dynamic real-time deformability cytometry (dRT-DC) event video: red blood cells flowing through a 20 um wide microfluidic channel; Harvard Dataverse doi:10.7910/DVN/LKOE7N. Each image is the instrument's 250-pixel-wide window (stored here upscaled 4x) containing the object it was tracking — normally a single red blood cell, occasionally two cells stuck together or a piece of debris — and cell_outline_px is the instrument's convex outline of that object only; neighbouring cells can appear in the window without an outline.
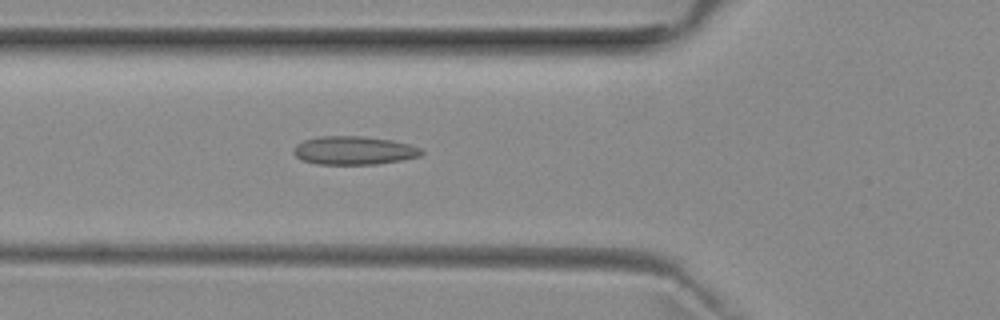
{"species": "common noctule bat (a hibernating species)", "species_latin": "Nyctalus noctula", "temperature_condition": "room temperature", "stored_images_in_passage": 50, "camera_frame_rate_fps": 3000, "um_per_image_px": 0.085, "animal": {"sex": "female", "body_mass_g": 29.2, "forearm_length_mm": 56.3}, "frame": {"image": 1, "passage_image": 17, "time_ms": 5.333, "image_size_px": [1000, 320], "cell_outline_px": [[424, 152], [420, 156], [404, 160], [376, 164], [316, 164], [300, 160], [292, 152], [296, 144], [304, 140], [320, 136], [364, 136], [392, 140], [408, 144], [420, 148]], "centroid_in_image_um": [30.07, 12.79], "position_along_channel_um": 95.7, "area_um2": 21.33}}
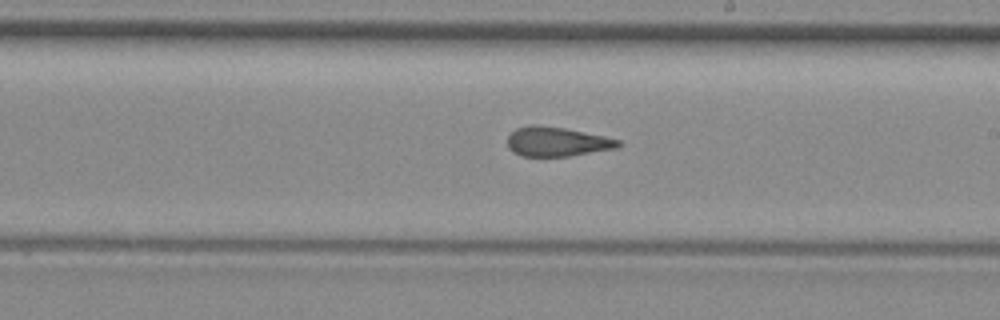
{"frame": {"image": 2, "passage_image": 28, "time_ms": 9.0, "image_size_px": [1000, 320], "cell_outline_px": [[624, 144], [616, 148], [568, 156], [520, 156], [512, 152], [508, 148], [508, 136], [516, 128], [528, 124], [536, 124], [564, 128], [604, 136], [620, 140]], "centroid_in_image_um": [47.31, 12.03], "position_along_channel_um": 241.7, "area_um2": 19.07}}
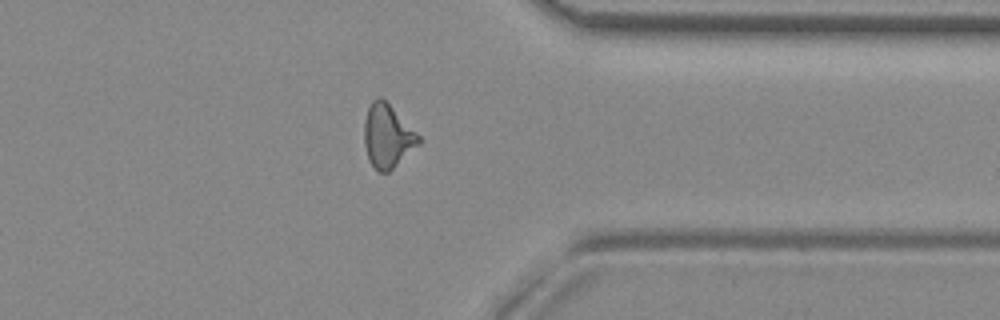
{"frame": {"image": 3, "passage_image": 39, "time_ms": 12.667, "image_size_px": [1000, 320], "cell_outline_px": [[420, 144], [388, 172], [376, 172], [368, 156], [364, 144], [364, 120], [368, 108], [372, 100], [376, 96], [380, 96], [420, 136]], "centroid_in_image_um": [32.91, 11.57], "position_along_channel_um": 378.5, "area_um2": 19.83}, "authors_computed_cell_mechanics": {"area_um2": 19.8543, "velocity_mm_per_s": 3.9735, "shape_relaxation_time_tau1_ms": null, "shape_relaxation_time_tau2_ms": 1.7054, "deformation_change_tau1": null, "deformation_change_tau2": 0.0809}}